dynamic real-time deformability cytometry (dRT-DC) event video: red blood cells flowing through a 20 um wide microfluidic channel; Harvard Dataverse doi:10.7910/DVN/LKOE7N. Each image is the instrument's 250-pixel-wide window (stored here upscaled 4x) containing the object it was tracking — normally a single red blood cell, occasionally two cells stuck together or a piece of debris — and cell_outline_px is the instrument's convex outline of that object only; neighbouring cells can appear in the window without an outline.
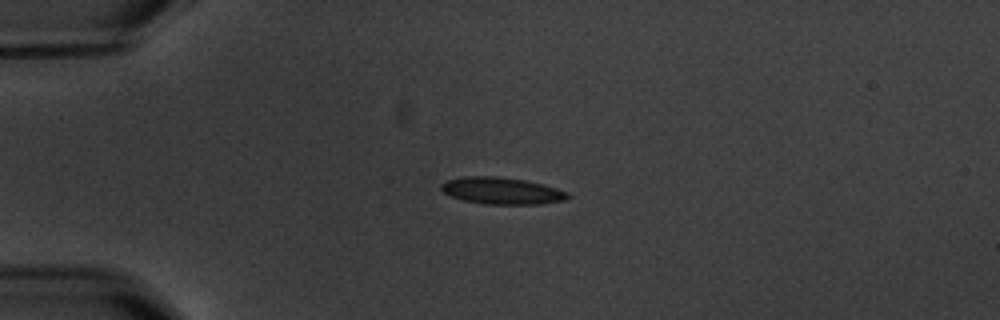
{"species": "common noctule bat (a hibernating species)", "species_latin": "Nyctalus noctula", "temperature_condition": "warm", "stored_images_in_passage": 4, "camera_frame_rate_fps": 3000, "um_per_image_px": 0.085, "animal": {"sex": "male", "body_mass_g": 20.1, "forearm_length_mm": 53.5}, "frame": {"image": 1, "passage_image": 3, "time_ms": 2.333, "image_size_px": [1000, 320], "cell_outline_px": [[572, 196], [564, 200], [540, 204], [484, 204], [464, 200], [452, 196], [444, 192], [440, 188], [440, 184], [448, 180], [464, 176], [496, 176], [524, 180], [544, 184], [568, 192]], "centroid_in_image_um": [42.67, 16.21], "position_along_channel_um": 42.3, "area_um2": 19.77}}